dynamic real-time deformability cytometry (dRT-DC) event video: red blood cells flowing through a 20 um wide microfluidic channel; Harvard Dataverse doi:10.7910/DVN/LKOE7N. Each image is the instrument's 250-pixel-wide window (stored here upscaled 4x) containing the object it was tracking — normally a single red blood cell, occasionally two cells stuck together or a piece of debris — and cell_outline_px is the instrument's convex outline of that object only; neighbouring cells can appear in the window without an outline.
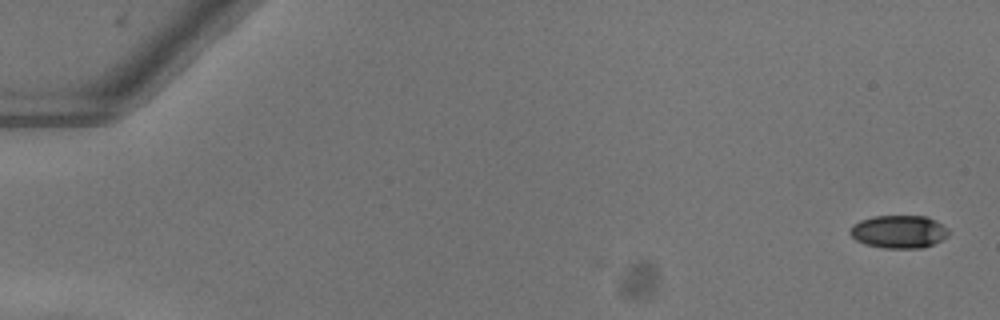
{"species": "common noctule bat (a hibernating species)", "species_latin": "Nyctalus noctula", "temperature_condition": "warm", "stored_images_in_passage": 2, "camera_frame_rate_fps": 3000, "um_per_image_px": 0.085, "animal": {"sex": "female"}, "frame": {"image": 1, "passage_image": 2, "time_ms": 0.333, "image_size_px": [1000, 320], "cell_outline_px": [[948, 236], [924, 248], [884, 248], [864, 244], [856, 240], [848, 232], [852, 224], [860, 220], [872, 216], [928, 216], [936, 220], [948, 228]], "centroid_in_image_um": [76.38, 19.69], "position_along_channel_um": 8.6, "area_um2": 19.07}}